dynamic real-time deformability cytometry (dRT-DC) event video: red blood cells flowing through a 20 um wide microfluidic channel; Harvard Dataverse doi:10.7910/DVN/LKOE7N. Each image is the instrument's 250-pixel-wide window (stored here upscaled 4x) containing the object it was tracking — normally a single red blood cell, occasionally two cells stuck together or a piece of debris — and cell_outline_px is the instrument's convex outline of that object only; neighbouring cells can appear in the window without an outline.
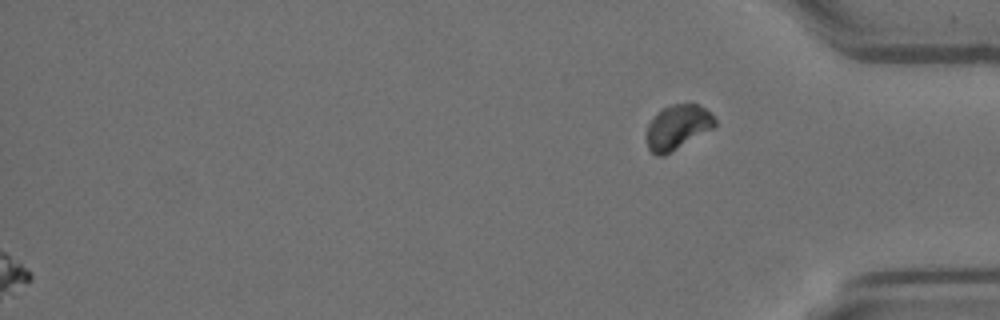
{"species": "Egyptian fruit bat (a non-hibernating species)", "species_latin": "Rousettus aegyptiacus", "temperature_condition": "room temperature", "stored_images_in_passage": 46, "segment_of_instrument_passage": [2, 2], "camera_frame_rate_fps": 3000, "um_per_image_px": 0.085, "animal": {"sex": "female"}, "frame": {"image": 1, "passage_image": 46, "time_ms": 15.0, "image_size_px": [1000, 320], "cell_outline_px": [[716, 124], [712, 128], [664, 156], [656, 156], [648, 148], [644, 132], [648, 124], [656, 112], [672, 104], [696, 104], [704, 108], [716, 120]], "centroid_in_image_um": [57.52, 10.82], "position_along_channel_um": 377.7, "area_um2": 17.69}}